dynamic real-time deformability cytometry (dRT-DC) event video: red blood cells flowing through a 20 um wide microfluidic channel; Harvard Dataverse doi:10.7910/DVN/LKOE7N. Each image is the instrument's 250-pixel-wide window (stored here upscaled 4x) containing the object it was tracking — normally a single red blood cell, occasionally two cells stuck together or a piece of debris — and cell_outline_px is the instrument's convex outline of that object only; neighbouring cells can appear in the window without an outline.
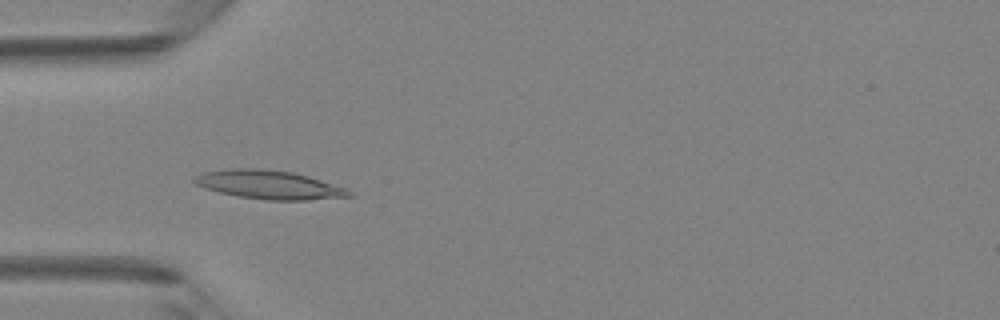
{"species": "Egyptian fruit bat (a non-hibernating species)", "species_latin": "Rousettus aegyptiacus", "temperature_condition": "room temperature", "stored_images_in_passage": 47, "camera_frame_rate_fps": 3000, "um_per_image_px": 0.085, "animal": {"sex": "female"}, "frame": {"image": 1, "passage_image": 14, "time_ms": 4.333, "image_size_px": [1000, 320], "cell_outline_px": [[356, 196], [308, 200], [268, 200], [236, 196], [204, 188], [196, 184], [192, 180], [196, 176], [204, 172], [228, 168], [256, 168], [292, 172], [308, 176], [348, 188]], "centroid_in_image_um": [22.91, 15.71], "position_along_channel_um": 62.1, "area_um2": 25.95}}
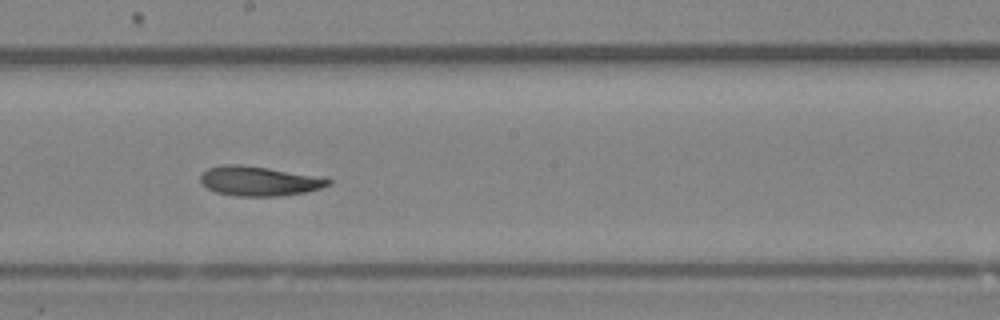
{"frame": {"image": 2, "passage_image": 26, "time_ms": 8.333, "image_size_px": [1000, 320], "cell_outline_px": [[332, 184], [320, 188], [304, 192], [280, 196], [236, 196], [216, 192], [208, 188], [200, 180], [200, 176], [208, 168], [224, 164], [244, 164], [268, 168], [332, 180]], "centroid_in_image_um": [21.96, 15.39], "position_along_channel_um": 226.2, "area_um2": 21.62}}
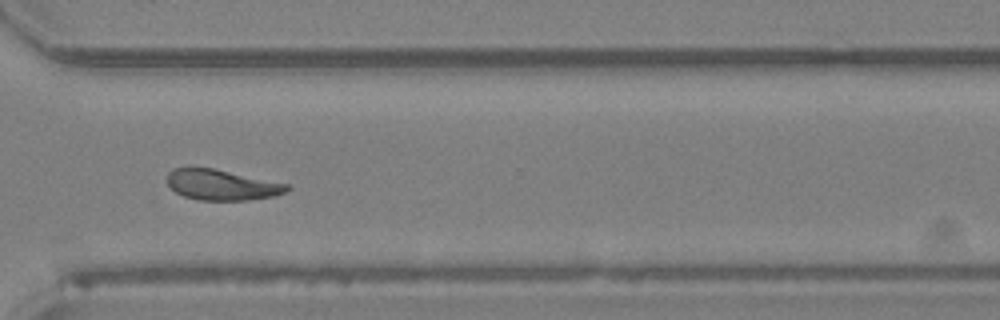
{"frame": {"image": 3, "passage_image": 35, "time_ms": 11.333, "image_size_px": [1000, 320], "cell_outline_px": [[292, 188], [276, 196], [248, 200], [196, 200], [184, 196], [176, 192], [168, 184], [168, 172], [176, 168], [188, 164], [212, 168], [288, 184]], "centroid_in_image_um": [18.81, 15.69], "position_along_channel_um": 351.8, "area_um2": 21.62}, "authors_computed_cell_mechanics": {"area_um2": 22.4842, "velocity_mm_per_s": 4.1582, "shape_relaxation_time_tau1_ms": 5.4191, "shape_relaxation_time_tau2_ms": 4.5792, "deformation_change_tau1": 0.1695, "deformation_change_tau2": 0.1328}}